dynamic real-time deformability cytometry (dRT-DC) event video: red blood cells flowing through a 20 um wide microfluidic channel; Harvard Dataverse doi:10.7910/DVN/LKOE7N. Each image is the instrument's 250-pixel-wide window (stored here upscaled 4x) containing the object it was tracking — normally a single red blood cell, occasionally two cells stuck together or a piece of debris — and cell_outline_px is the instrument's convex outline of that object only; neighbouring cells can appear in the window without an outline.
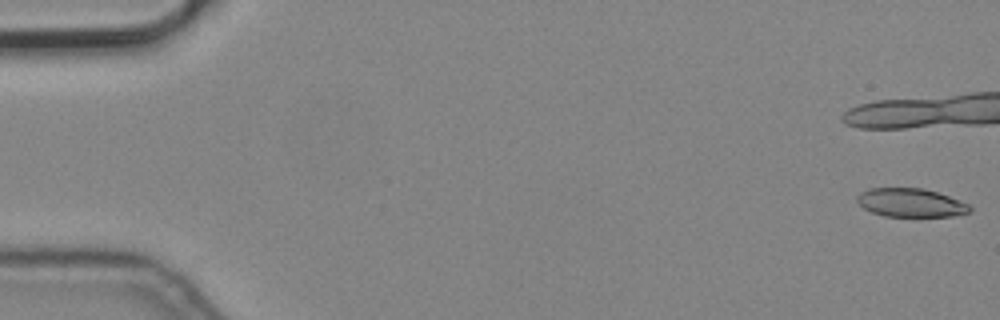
{"species": "common noctule bat (a hibernating species)", "species_latin": "Nyctalus noctula", "temperature_condition": "cold", "stored_images_in_passage": 8, "camera_frame_rate_fps": 3000, "um_per_image_px": 0.085, "animal": {"sex": "male", "body_mass_g": 19.2, "forearm_length_mm": 51.8}, "frame": {"image": 1, "passage_image": 1, "time_ms": 0.0, "image_size_px": [1000, 320], "cell_outline_px": [[972, 208], [968, 212], [952, 216], [884, 216], [872, 212], [864, 208], [856, 200], [856, 196], [860, 192], [868, 188], [924, 188], [948, 196], [968, 204]], "centroid_in_image_um": [77.37, 17.22], "position_along_channel_um": 7.6, "area_um2": 18.61}}